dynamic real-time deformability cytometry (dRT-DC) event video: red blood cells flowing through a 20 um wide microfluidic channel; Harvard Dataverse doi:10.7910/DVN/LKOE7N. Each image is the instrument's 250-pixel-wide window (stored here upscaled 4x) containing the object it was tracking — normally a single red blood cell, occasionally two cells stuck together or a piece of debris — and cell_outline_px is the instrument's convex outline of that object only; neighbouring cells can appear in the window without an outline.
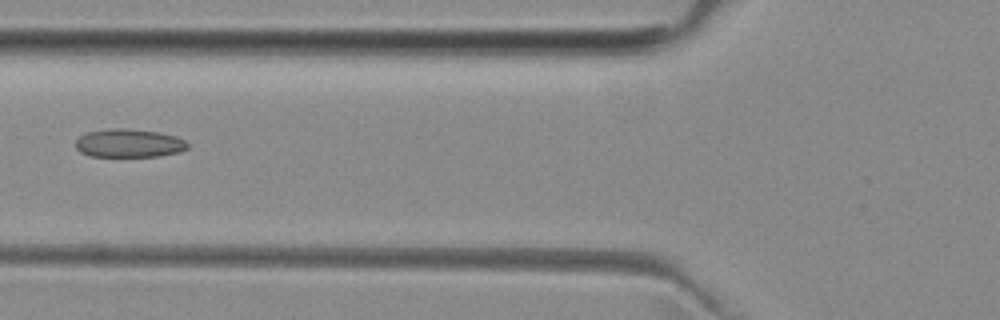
{"species": "common noctule bat (a hibernating species)", "species_latin": "Nyctalus noctula", "temperature_condition": "room temperature", "stored_images_in_passage": 6, "camera_frame_rate_fps": 3000, "um_per_image_px": 0.085, "animal": {"sex": "female", "body_mass_g": 29.2, "forearm_length_mm": 56.3}, "frame": {"image": 1, "passage_image": 5, "time_ms": 6.0, "image_size_px": [1000, 320], "cell_outline_px": [[188, 148], [180, 152], [160, 156], [88, 156], [80, 152], [76, 148], [76, 140], [84, 132], [108, 128], [128, 128], [160, 132], [176, 136], [184, 140], [188, 144]], "centroid_in_image_um": [10.95, 12.16], "position_along_channel_um": 114.9, "area_um2": 18.79}}
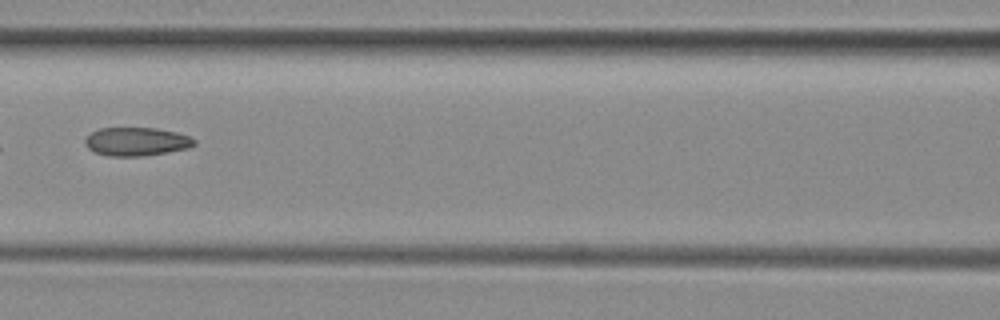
{"frame": {"image": 2, "passage_image": 6, "time_ms": 7.0, "image_size_px": [1000, 320], "cell_outline_px": [[196, 144], [188, 148], [144, 156], [108, 156], [96, 152], [88, 148], [84, 144], [84, 140], [92, 132], [100, 128], [156, 128], [176, 132], [188, 136], [196, 140]], "centroid_in_image_um": [11.6, 12.03], "position_along_channel_um": 155.0, "area_um2": 18.03}}